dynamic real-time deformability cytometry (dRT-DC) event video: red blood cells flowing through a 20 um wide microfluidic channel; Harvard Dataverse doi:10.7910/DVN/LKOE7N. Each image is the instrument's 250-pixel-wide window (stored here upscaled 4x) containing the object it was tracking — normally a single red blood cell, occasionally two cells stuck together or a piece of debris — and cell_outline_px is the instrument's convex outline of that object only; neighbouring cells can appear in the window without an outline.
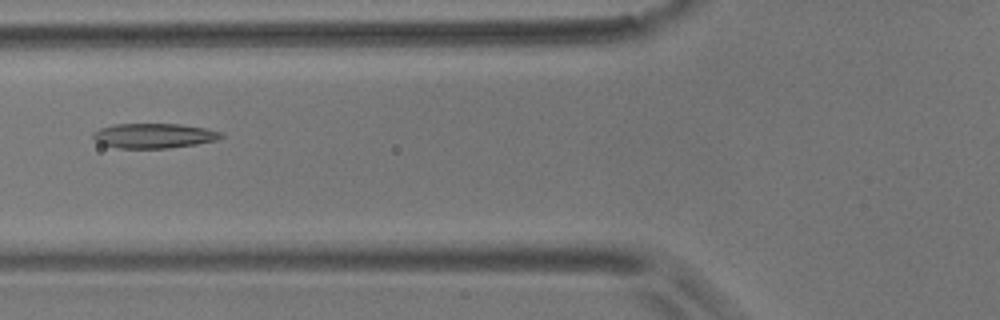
{"species": "common noctule bat (a hibernating species)", "species_latin": "Nyctalus noctula", "temperature_condition": "room temperature", "stored_images_in_passage": 7, "camera_frame_rate_fps": 3000, "um_per_image_px": 0.085, "animal": {"sex": "male", "body_mass_g": 17.9}, "frame": {"image": 1, "passage_image": 3, "time_ms": 0.667, "image_size_px": [1000, 320], "cell_outline_px": [[224, 136], [216, 140], [196, 144], [168, 148], [120, 148], [100, 144], [92, 136], [92, 132], [100, 128], [112, 124], [180, 124], [204, 128], [220, 132]], "centroid_in_image_um": [13.04, 11.53], "position_along_channel_um": 112.8, "area_um2": 18.44}}
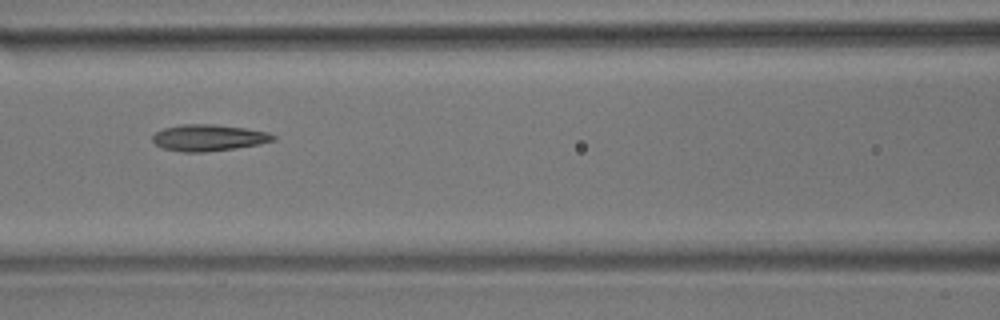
{"frame": {"image": 2, "passage_image": 4, "time_ms": 1.0, "image_size_px": [1000, 320], "cell_outline_px": [[276, 140], [260, 144], [236, 148], [204, 152], [184, 152], [164, 148], [156, 144], [152, 140], [152, 136], [156, 132], [164, 128], [180, 124], [212, 124], [244, 128], [268, 132], [276, 136]], "centroid_in_image_um": [17.74, 11.7], "position_along_channel_um": 148.9, "area_um2": 18.55}}
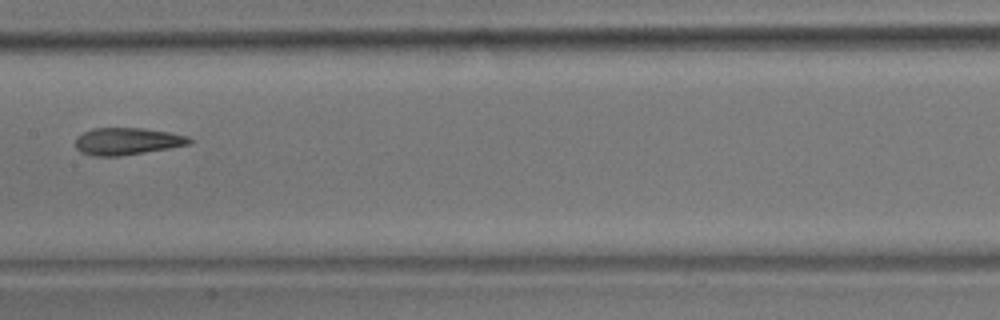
{"frame": {"image": 3, "passage_image": 5, "time_ms": 1.333, "image_size_px": [1000, 320], "cell_outline_px": [[192, 140], [188, 144], [168, 148], [120, 156], [92, 156], [80, 152], [76, 148], [76, 136], [92, 128], [144, 128], [168, 132], [188, 136]], "centroid_in_image_um": [10.76, 12.0], "position_along_channel_um": 196.6, "area_um2": 17.92}}